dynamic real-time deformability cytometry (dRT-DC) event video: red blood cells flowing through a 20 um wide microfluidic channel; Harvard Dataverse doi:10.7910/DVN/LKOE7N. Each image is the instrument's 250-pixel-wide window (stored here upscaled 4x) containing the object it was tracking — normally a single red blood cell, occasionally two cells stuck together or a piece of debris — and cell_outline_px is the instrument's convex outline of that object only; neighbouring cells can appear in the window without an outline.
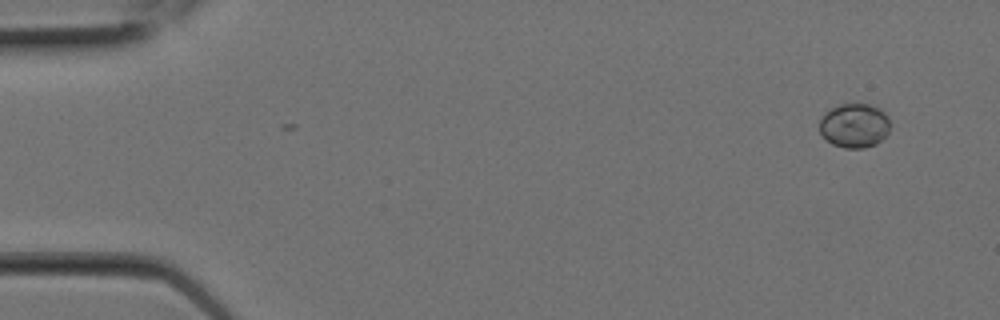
{"species": "Egyptian fruit bat (a non-hibernating species)", "species_latin": "Rousettus aegyptiacus", "temperature_condition": "room temperature", "stored_images_in_passage": 8, "camera_frame_rate_fps": 3000, "um_per_image_px": 0.085, "animal": {"sex": "female"}, "frame": {"image": 1, "passage_image": 2, "time_ms": 0.333, "image_size_px": [1000, 320], "cell_outline_px": [[888, 132], [876, 144], [864, 148], [844, 148], [832, 144], [820, 132], [820, 116], [828, 108], [840, 104], [868, 104], [880, 108], [888, 116]], "centroid_in_image_um": [72.59, 10.65], "position_along_channel_um": 12.4, "area_um2": 18.26}}
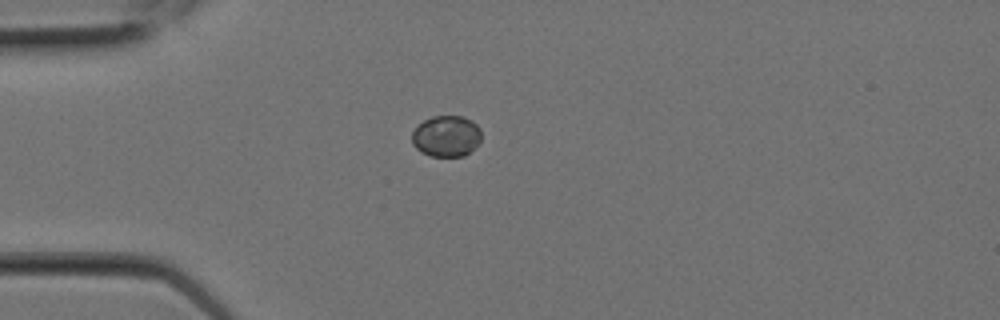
{"frame": {"image": 2, "passage_image": 6, "time_ms": 1.667, "image_size_px": [1000, 320], "cell_outline_px": [[480, 140], [464, 156], [432, 156], [420, 152], [412, 144], [412, 132], [424, 120], [432, 116], [464, 116], [472, 120], [480, 128]], "centroid_in_image_um": [37.92, 11.56], "position_along_channel_um": 47.1, "area_um2": 16.53}}
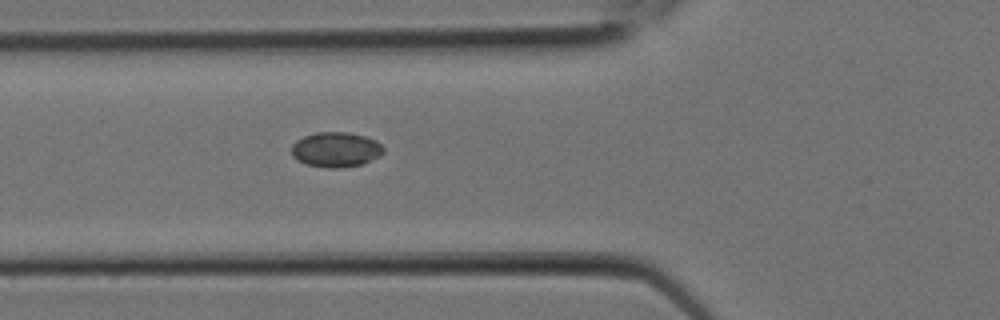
{"frame": {"image": 3, "passage_image": 8, "time_ms": 2.333, "image_size_px": [1000, 320], "cell_outline_px": [[384, 152], [380, 156], [364, 164], [340, 168], [328, 168], [308, 164], [296, 160], [292, 156], [292, 144], [296, 140], [304, 136], [316, 132], [348, 132], [364, 136], [376, 140], [384, 148]], "centroid_in_image_um": [28.56, 12.72], "position_along_channel_um": 97.2, "area_um2": 18.9}}